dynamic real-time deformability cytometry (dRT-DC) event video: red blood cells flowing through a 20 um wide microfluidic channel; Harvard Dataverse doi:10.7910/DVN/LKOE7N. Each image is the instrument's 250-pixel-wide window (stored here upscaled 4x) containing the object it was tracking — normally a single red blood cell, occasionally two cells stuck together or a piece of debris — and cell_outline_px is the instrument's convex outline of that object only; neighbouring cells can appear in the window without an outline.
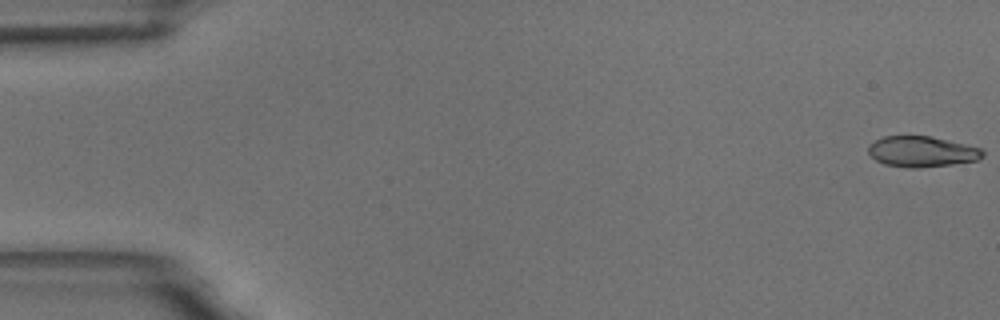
{"species": "common noctule bat (a hibernating species)", "species_latin": "Nyctalus noctula", "temperature_condition": "room temperature", "stored_images_in_passage": 14, "camera_frame_rate_fps": 3000, "um_per_image_px": 0.085, "animal": {"sex": "male", "body_mass_g": 18.8}, "frame": {"image": 1, "passage_image": 1, "time_ms": 0.0, "image_size_px": [1000, 320], "cell_outline_px": [[984, 156], [976, 160], [952, 164], [920, 168], [908, 168], [884, 164], [876, 160], [868, 152], [868, 148], [876, 140], [884, 136], [928, 136], [964, 144], [980, 148], [984, 152]], "centroid_in_image_um": [78.35, 12.9], "position_along_channel_um": 6.7, "area_um2": 20.17}}